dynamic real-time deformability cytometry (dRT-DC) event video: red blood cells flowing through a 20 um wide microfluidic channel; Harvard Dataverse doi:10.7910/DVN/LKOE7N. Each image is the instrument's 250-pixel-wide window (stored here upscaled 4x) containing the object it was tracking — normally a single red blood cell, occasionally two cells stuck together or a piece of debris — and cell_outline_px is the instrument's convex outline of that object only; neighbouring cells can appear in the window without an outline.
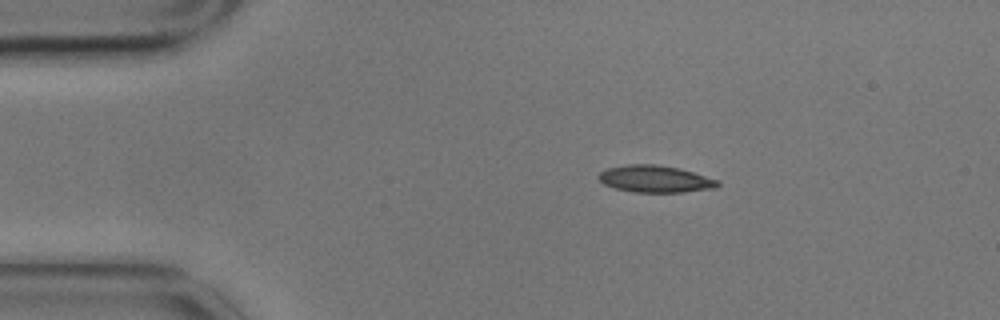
{"species": "common noctule bat (a hibernating species)", "species_latin": "Nyctalus noctula", "temperature_condition": "cold", "stored_images_in_passage": 4, "camera_frame_rate_fps": 3000, "um_per_image_px": 0.085, "animal": {"sex": "male", "body_mass_g": 17.9}, "frame": {"image": 1, "passage_image": 1, "time_ms": 0.0, "image_size_px": [1000, 320], "cell_outline_px": [[720, 184], [716, 188], [684, 192], [632, 192], [616, 188], [604, 184], [596, 176], [600, 172], [608, 168], [628, 164], [656, 164], [680, 168], [720, 180]], "centroid_in_image_um": [55.72, 15.21], "position_along_channel_um": 29.3, "area_um2": 18.84}}
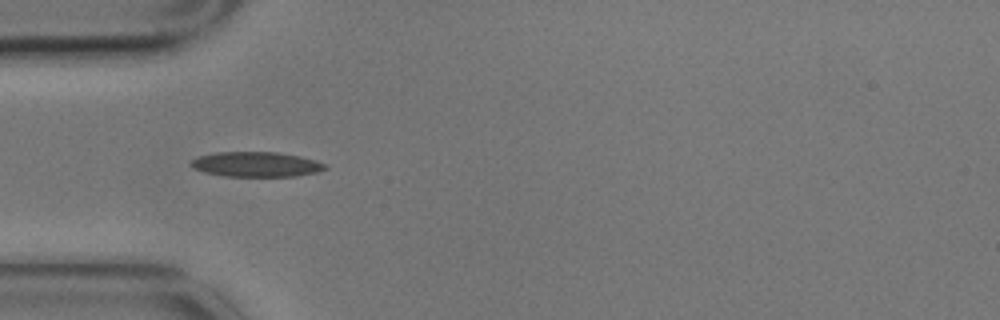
{"frame": {"image": 2, "passage_image": 3, "time_ms": 0.667, "image_size_px": [1000, 320], "cell_outline_px": [[328, 168], [316, 172], [296, 176], [224, 176], [204, 172], [192, 168], [192, 160], [200, 156], [216, 152], [276, 152], [300, 156], [316, 160], [328, 164]], "centroid_in_image_um": [21.82, 13.97], "position_along_channel_um": 63.2, "area_um2": 19.48}}